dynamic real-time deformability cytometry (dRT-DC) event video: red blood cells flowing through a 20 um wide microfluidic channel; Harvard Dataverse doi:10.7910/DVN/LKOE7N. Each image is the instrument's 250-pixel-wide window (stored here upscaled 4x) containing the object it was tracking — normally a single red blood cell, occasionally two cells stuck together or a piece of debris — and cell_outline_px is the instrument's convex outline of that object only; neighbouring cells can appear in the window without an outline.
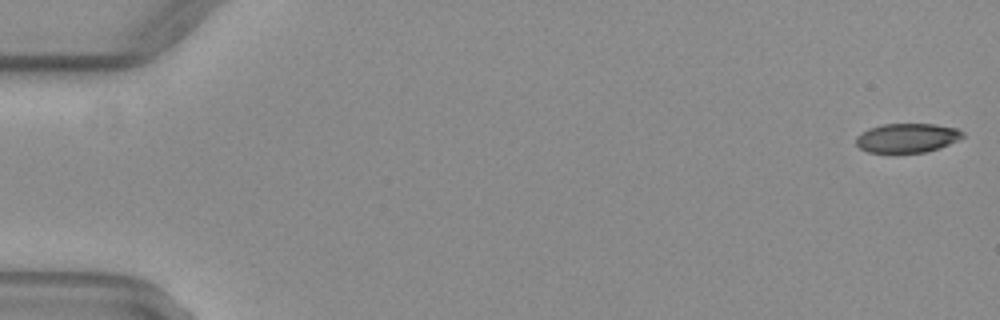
{"species": "common noctule bat (a hibernating species)", "species_latin": "Nyctalus noctula", "temperature_condition": "warm", "stored_images_in_passage": 49, "camera_frame_rate_fps": 3000, "um_per_image_px": 0.085, "animal": {"sex": "female", "body_mass_g": 29.2, "forearm_length_mm": 56.3}, "frame": {"image": 1, "passage_image": 1, "time_ms": 0.0, "image_size_px": [1000, 320], "cell_outline_px": [[964, 136], [940, 148], [924, 152], [868, 152], [860, 148], [856, 144], [856, 136], [860, 132], [868, 128], [884, 124], [936, 124], [956, 128], [964, 132]], "centroid_in_image_um": [77.08, 11.71], "position_along_channel_um": 7.9, "area_um2": 18.09}}
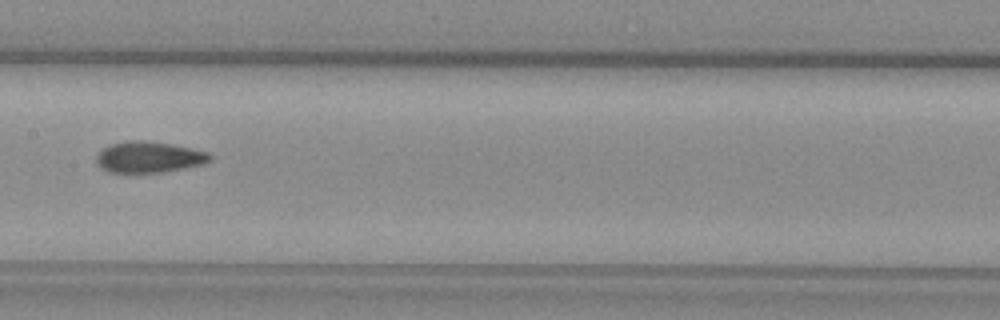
{"frame": {"image": 2, "passage_image": 27, "time_ms": 8.667, "image_size_px": [1000, 320], "cell_outline_px": [[212, 160], [204, 164], [164, 172], [136, 176], [108, 172], [100, 168], [96, 164], [96, 156], [104, 148], [112, 144], [128, 140], [144, 140], [172, 144], [192, 148], [208, 152], [212, 156]], "centroid_in_image_um": [12.63, 13.4], "position_along_channel_um": 194.8, "area_um2": 21.5}}
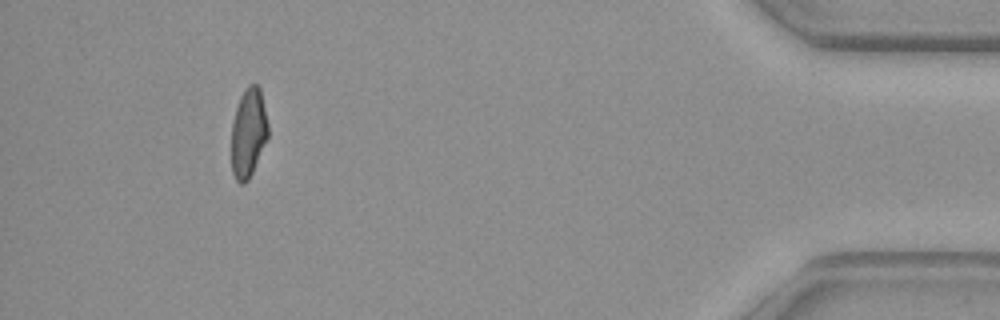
{"frame": {"image": 3, "passage_image": 48, "time_ms": 15.667, "image_size_px": [1000, 320], "cell_outline_px": [[268, 136], [252, 172], [248, 180], [244, 184], [240, 184], [236, 180], [232, 172], [232, 124], [236, 108], [240, 96], [248, 84], [256, 84], [260, 88], [268, 124]], "centroid_in_image_um": [21.11, 11.28], "position_along_channel_um": 414.1, "area_um2": 18.84}}